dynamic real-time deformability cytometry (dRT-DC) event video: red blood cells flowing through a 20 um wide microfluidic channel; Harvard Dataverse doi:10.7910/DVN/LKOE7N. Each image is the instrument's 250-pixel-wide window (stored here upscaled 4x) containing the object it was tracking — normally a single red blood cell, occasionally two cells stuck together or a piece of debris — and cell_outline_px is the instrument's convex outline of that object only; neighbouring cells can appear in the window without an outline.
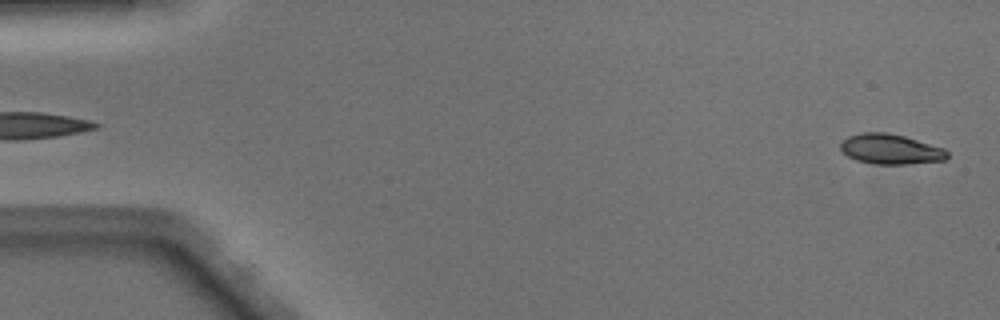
{"species": "Egyptian fruit bat (a non-hibernating species)", "species_latin": "Rousettus aegyptiacus", "temperature_condition": "warm", "stored_images_in_passage": 48, "camera_frame_rate_fps": 3000, "um_per_image_px": 0.085, "animal": {"sex": "male"}, "frame": {"image": 1, "passage_image": 1, "time_ms": 0.0, "image_size_px": [1000, 320], "cell_outline_px": [[948, 156], [944, 160], [908, 164], [876, 164], [856, 160], [848, 156], [840, 148], [840, 144], [848, 136], [860, 132], [888, 132], [904, 136], [944, 148], [948, 152]], "centroid_in_image_um": [75.69, 12.67], "position_along_channel_um": 9.3, "area_um2": 18.67}}